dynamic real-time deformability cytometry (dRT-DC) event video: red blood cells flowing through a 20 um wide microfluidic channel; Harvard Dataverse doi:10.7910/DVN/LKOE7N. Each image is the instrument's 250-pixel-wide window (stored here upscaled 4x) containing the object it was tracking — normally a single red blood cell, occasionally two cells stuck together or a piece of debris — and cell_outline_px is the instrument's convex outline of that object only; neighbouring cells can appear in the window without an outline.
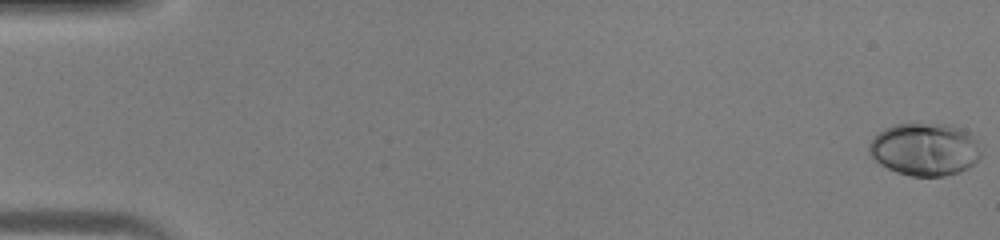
{"species": "human", "species_latin": "Homo sapiens", "temperature_condition": "warm", "stored_images_in_passage": 46, "camera_frame_rate_fps": 3000, "um_per_image_px": 0.085, "donor": {"sex": "male"}, "frame": {"image": 1, "passage_image": 1, "time_ms": 0.0, "image_size_px": [1000, 240], "cell_outline_px": [[980, 156], [968, 168], [960, 172], [944, 176], [912, 176], [896, 172], [872, 160], [868, 152], [868, 144], [884, 128], [892, 124], [952, 124], [964, 128], [976, 140], [980, 152]], "centroid_in_image_um": [78.59, 12.69], "position_along_channel_um": 6.4, "area_um2": 34.56}}
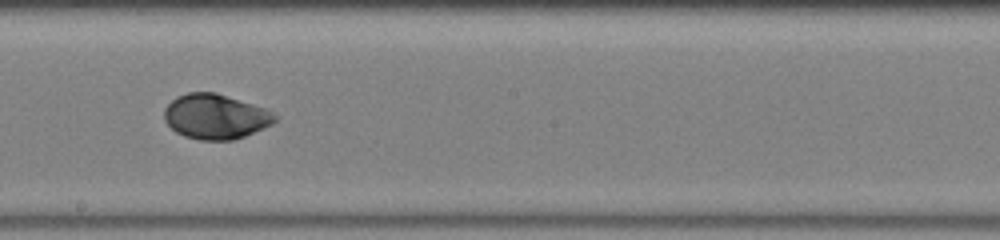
{"frame": {"image": 2, "passage_image": 27, "time_ms": 8.667, "image_size_px": [1000, 240], "cell_outline_px": [[276, 120], [272, 124], [264, 128], [244, 136], [232, 140], [200, 140], [184, 136], [176, 132], [164, 120], [164, 108], [176, 96], [188, 92], [216, 92], [276, 112]], "centroid_in_image_um": [18.31, 9.9], "position_along_channel_um": 229.9, "area_um2": 29.02}}
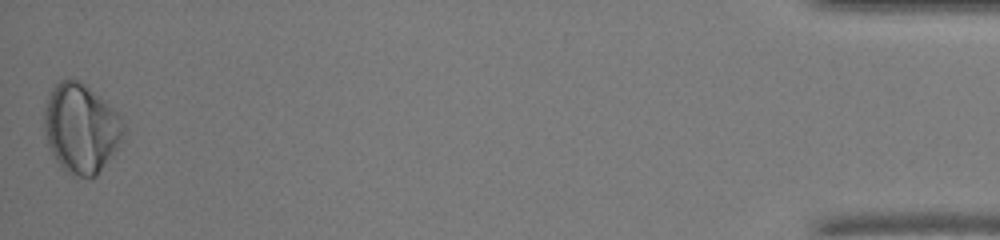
{"frame": {"image": 3, "passage_image": 46, "time_ms": 15.0, "image_size_px": [1000, 240], "cell_outline_px": [[124, 132], [120, 140], [96, 176], [72, 176], [60, 168], [48, 144], [44, 128], [44, 108], [48, 92], [60, 80], [76, 80], [84, 84], [104, 100], [124, 120]], "centroid_in_image_um": [6.84, 10.89], "position_along_channel_um": 428.4, "area_um2": 40.69}}